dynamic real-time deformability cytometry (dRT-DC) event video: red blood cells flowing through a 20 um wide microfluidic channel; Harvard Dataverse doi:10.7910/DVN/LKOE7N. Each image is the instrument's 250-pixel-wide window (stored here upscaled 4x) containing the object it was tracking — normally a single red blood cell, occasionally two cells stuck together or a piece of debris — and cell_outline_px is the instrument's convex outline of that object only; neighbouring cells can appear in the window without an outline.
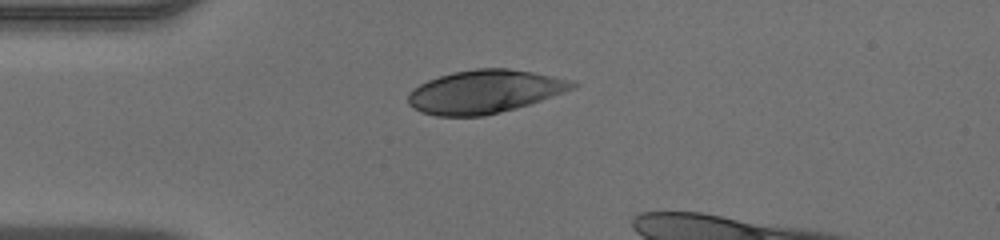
{"species": "human", "species_latin": "Homo sapiens", "temperature_condition": "warm", "stored_images_in_passage": 31, "camera_frame_rate_fps": 3000, "um_per_image_px": 0.085, "donor": {"sex": "male"}, "frame": {"image": 1, "passage_image": 1, "time_ms": 0.0, "image_size_px": [1000, 240], "cell_outline_px": [[580, 84], [564, 92], [516, 108], [484, 116], [436, 116], [420, 112], [408, 104], [408, 92], [420, 84], [428, 80], [452, 72], [476, 68], [508, 68], [532, 72], [576, 80]], "centroid_in_image_um": [41.19, 7.78], "position_along_channel_um": 43.8, "area_um2": 41.44}}
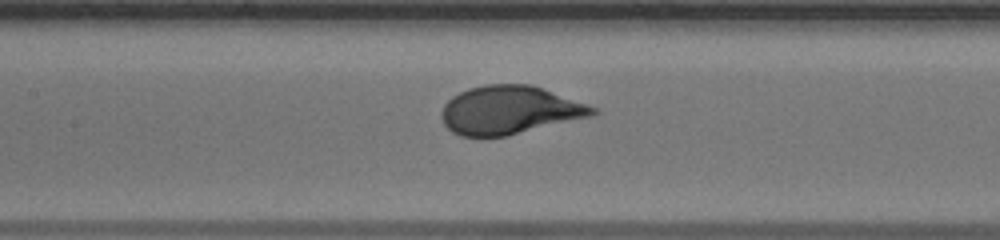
{"frame": {"image": 2, "passage_image": 11, "time_ms": 3.333, "image_size_px": [1000, 240], "cell_outline_px": [[600, 112], [592, 116], [508, 136], [460, 136], [452, 132], [444, 124], [440, 116], [440, 112], [444, 104], [452, 96], [468, 88], [488, 84], [532, 84], [588, 104], [596, 108]], "centroid_in_image_um": [43.32, 9.36], "position_along_channel_um": 164.1, "area_um2": 42.83}}
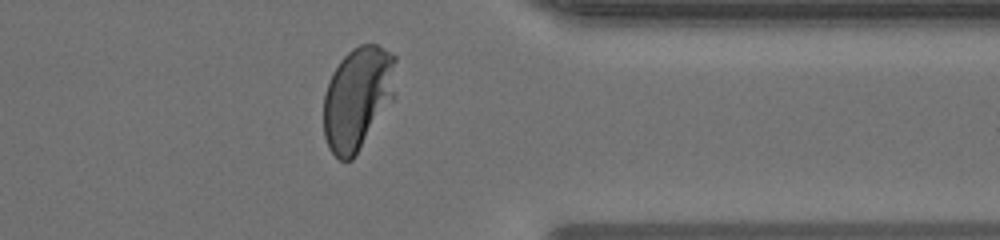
{"frame": {"image": 3, "passage_image": 27, "time_ms": 8.667, "image_size_px": [1000, 240], "cell_outline_px": [[396, 96], [352, 160], [340, 160], [328, 148], [324, 136], [324, 96], [332, 72], [340, 60], [352, 48], [360, 44], [376, 44], [396, 56]], "centroid_in_image_um": [30.42, 8.32], "position_along_channel_um": 381.0, "area_um2": 43.7}}